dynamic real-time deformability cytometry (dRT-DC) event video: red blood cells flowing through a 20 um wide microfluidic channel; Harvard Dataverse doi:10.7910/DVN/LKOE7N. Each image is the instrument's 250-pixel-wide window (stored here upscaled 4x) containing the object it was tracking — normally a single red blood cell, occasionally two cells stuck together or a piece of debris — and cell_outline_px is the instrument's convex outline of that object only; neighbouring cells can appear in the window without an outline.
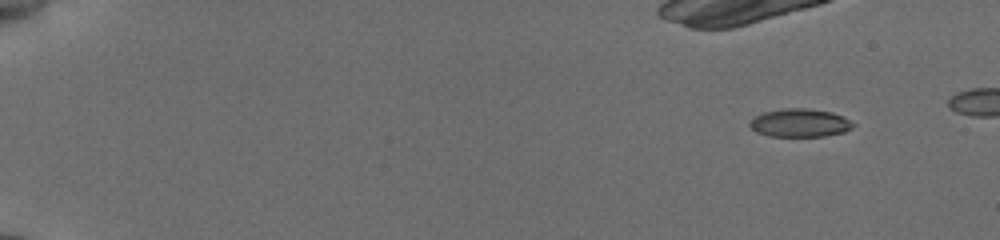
{"species": "common noctule bat (a hibernating species)", "species_latin": "Nyctalus noctula", "temperature_condition": "cold", "stored_images_in_passage": 20, "camera_frame_rate_fps": 3000, "um_per_image_px": 0.085, "animal": {"sex": "female", "body_mass_g": 19.5, "forearm_length_mm": 54.1}, "frame": {"image": 1, "passage_image": 1, "time_ms": 0.0, "image_size_px": [1000, 240], "cell_outline_px": [[856, 124], [852, 128], [844, 132], [824, 136], [768, 136], [756, 132], [748, 124], [756, 116], [764, 112], [784, 108], [804, 108], [832, 112]], "centroid_in_image_um": [67.98, 10.45], "position_along_channel_um": 17.0, "area_um2": 16.82}}